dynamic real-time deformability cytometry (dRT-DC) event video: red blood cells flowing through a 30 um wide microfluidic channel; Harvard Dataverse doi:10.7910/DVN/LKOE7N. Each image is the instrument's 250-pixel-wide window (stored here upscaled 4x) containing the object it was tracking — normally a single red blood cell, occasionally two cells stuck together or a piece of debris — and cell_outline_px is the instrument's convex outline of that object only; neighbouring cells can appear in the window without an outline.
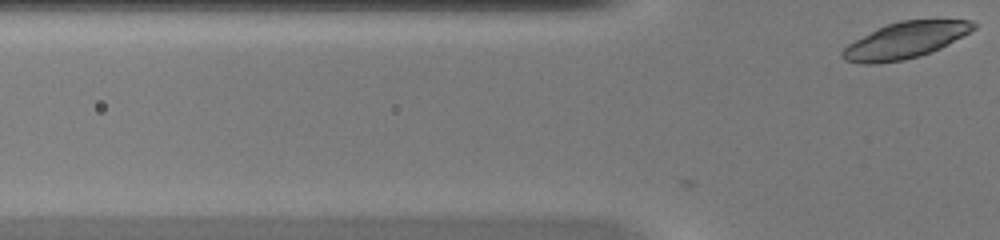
{"species": "common noctule bat (a hibernating species)", "species_latin": "Nyctalus noctula", "temperature_condition": "warm", "stored_images_in_passage": 2, "camera_frame_rate_fps": 3000, "um_per_image_px": 0.085, "animal": {"sex": "female", "body_mass_g": 20.0, "forearm_length_mm": 54.0}, "frame": {"image": 1, "passage_image": 2, "time_ms": 0.333, "image_size_px": [1000, 240], "cell_outline_px": [[976, 28], [940, 48], [932, 52], [920, 56], [904, 60], [876, 64], [860, 64], [844, 60], [840, 56], [840, 52], [848, 44], [876, 28], [900, 20], [968, 20], [976, 24]], "centroid_in_image_um": [76.88, 3.44], "position_along_channel_um": 48.9, "area_um2": 27.63}}